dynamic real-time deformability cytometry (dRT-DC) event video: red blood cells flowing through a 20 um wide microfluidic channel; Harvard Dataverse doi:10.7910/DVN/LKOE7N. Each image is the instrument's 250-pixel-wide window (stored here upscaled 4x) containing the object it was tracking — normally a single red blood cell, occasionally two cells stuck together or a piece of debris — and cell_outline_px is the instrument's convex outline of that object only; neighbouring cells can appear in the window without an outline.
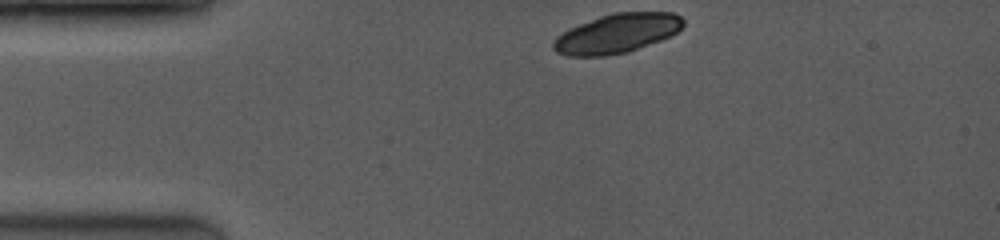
{"species": "common noctule bat (a hibernating species)", "species_latin": "Nyctalus noctula", "temperature_condition": "room temperature", "stored_images_in_passage": 7, "camera_frame_rate_fps": 3500, "um_per_image_px": 0.085, "animal": {"sex": "female", "body_mass_g": 19.0, "forearm_length_mm": 53.3}, "frame": {"image": 1, "passage_image": 1, "time_ms": 0.0, "image_size_px": [1000, 240], "cell_outline_px": [[684, 24], [672, 36], [628, 52], [604, 56], [568, 56], [556, 52], [552, 48], [552, 44], [556, 36], [580, 24], [600, 16], [612, 12], [672, 12], [680, 16], [684, 20]], "centroid_in_image_um": [52.46, 2.84], "position_along_channel_um": 32.5, "area_um2": 29.65}}